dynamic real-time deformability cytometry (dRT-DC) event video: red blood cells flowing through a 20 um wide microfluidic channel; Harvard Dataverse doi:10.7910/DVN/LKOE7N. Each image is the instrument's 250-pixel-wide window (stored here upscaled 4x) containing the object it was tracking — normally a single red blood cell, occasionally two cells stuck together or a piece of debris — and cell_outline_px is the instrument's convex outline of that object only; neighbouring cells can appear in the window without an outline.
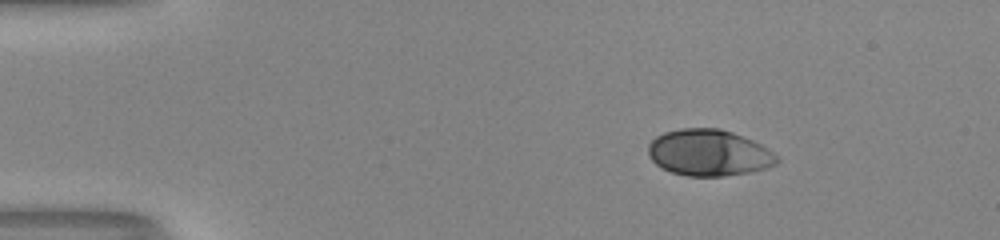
{"species": "human", "species_latin": "Homo sapiens", "temperature_condition": "room temperature", "stored_images_in_passage": 45, "camera_frame_rate_fps": 3000, "um_per_image_px": 0.085, "donor": {"sex": "male"}, "frame": {"image": 1, "passage_image": 1, "time_ms": 0.0, "image_size_px": [1000, 240], "cell_outline_px": [[780, 160], [776, 164], [764, 168], [748, 172], [724, 176], [688, 176], [672, 172], [660, 168], [648, 156], [648, 144], [656, 136], [664, 132], [680, 128], [720, 128], [732, 132], [752, 140], [768, 148]], "centroid_in_image_um": [60.22, 12.98], "position_along_channel_um": 24.8, "area_um2": 34.8}}
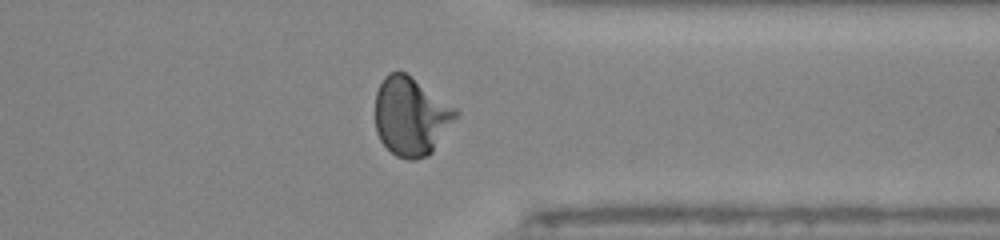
{"frame": {"image": 2, "passage_image": 34, "time_ms": 11.0, "image_size_px": [1000, 240], "cell_outline_px": [[460, 112], [432, 152], [428, 156], [416, 160], [408, 160], [396, 156], [380, 140], [376, 132], [376, 92], [384, 76], [388, 72], [404, 72], [456, 108]], "centroid_in_image_um": [34.92, 9.91], "position_along_channel_um": 376.5, "area_um2": 36.53}}
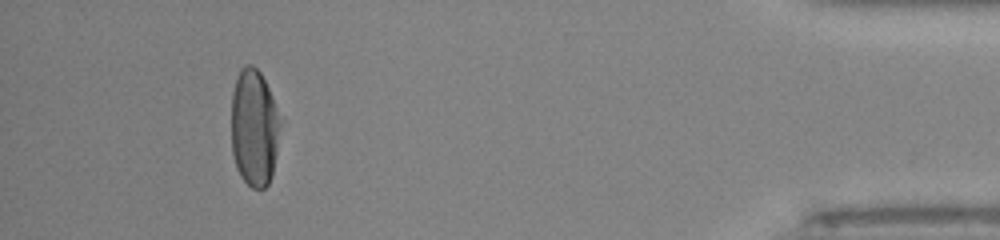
{"frame": {"image": 3, "passage_image": 41, "time_ms": 13.333, "image_size_px": [1000, 240], "cell_outline_px": [[276, 152], [272, 176], [268, 184], [264, 188], [252, 188], [240, 176], [236, 168], [232, 152], [232, 92], [236, 76], [240, 68], [244, 64], [252, 64], [260, 72], [272, 96], [276, 116]], "centroid_in_image_um": [21.53, 10.85], "position_along_channel_um": 413.7, "area_um2": 32.6}, "authors_computed_cell_mechanics": {"area_um2": 34.7956, "velocity_mm_per_s": 4.051, "shape_relaxation_time_tau1_ms": 3.1316, "shape_relaxation_time_tau2_ms": null, "deformation_change_tau1": 0.1868, "deformation_change_tau2": null}}